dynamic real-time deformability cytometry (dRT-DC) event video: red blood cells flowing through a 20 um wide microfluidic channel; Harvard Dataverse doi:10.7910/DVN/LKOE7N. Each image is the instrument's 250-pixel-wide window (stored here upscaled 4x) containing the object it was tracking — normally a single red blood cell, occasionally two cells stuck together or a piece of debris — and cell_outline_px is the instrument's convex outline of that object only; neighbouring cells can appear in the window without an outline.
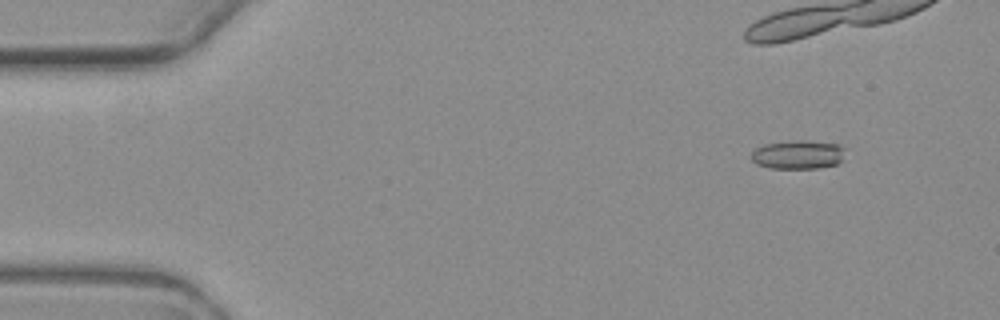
{"species": "common noctule bat (a hibernating species)", "species_latin": "Nyctalus noctula", "temperature_condition": "warm", "stored_images_in_passage": 5, "camera_frame_rate_fps": 3000, "um_per_image_px": 0.085, "animal": {"sex": "female", "body_mass_g": 19.3, "forearm_length_mm": 54.1}, "frame": {"image": 1, "passage_image": 2, "time_ms": 1.333, "image_size_px": [1000, 320], "cell_outline_px": [[844, 148], [840, 160], [836, 164], [816, 168], [768, 168], [756, 164], [752, 160], [752, 152], [756, 148], [764, 144], [804, 140], [808, 140], [836, 144]], "centroid_in_image_um": [67.79, 13.15], "position_along_channel_um": 17.2, "area_um2": 15.43}}